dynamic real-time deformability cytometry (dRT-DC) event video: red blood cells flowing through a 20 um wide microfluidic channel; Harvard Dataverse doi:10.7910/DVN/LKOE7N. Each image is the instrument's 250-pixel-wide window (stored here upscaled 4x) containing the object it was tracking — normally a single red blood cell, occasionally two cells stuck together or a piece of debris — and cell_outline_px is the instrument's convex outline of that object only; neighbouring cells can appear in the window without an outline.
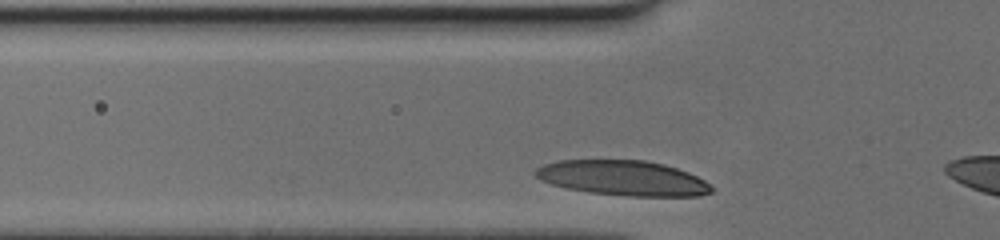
{"species": "human", "species_latin": "Homo sapiens", "temperature_condition": "cold", "stored_images_in_passage": 26, "camera_frame_rate_fps": 3000, "um_per_image_px": 0.085, "donor": {"sex": "female"}, "frame": {"image": 1, "passage_image": 2, "time_ms": 0.333, "image_size_px": [1000, 240], "cell_outline_px": [[712, 192], [700, 196], [628, 196], [592, 192], [568, 188], [552, 184], [540, 180], [532, 172], [536, 168], [544, 164], [560, 160], [644, 160], [664, 164], [688, 172], [704, 180], [712, 188]], "centroid_in_image_um": [52.94, 15.13], "position_along_channel_um": 72.9, "area_um2": 35.78}}
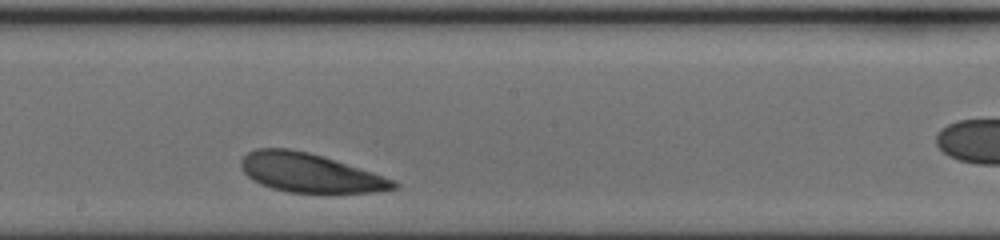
{"frame": {"image": 2, "passage_image": 14, "time_ms": 4.333, "image_size_px": [1000, 240], "cell_outline_px": [[400, 184], [396, 188], [376, 192], [332, 196], [324, 196], [288, 192], [272, 188], [260, 184], [252, 180], [244, 172], [240, 164], [240, 160], [248, 152], [256, 148], [288, 148], [308, 152], [324, 156], [396, 180]], "centroid_in_image_um": [26.4, 14.75], "position_along_channel_um": 221.8, "area_um2": 35.89}}
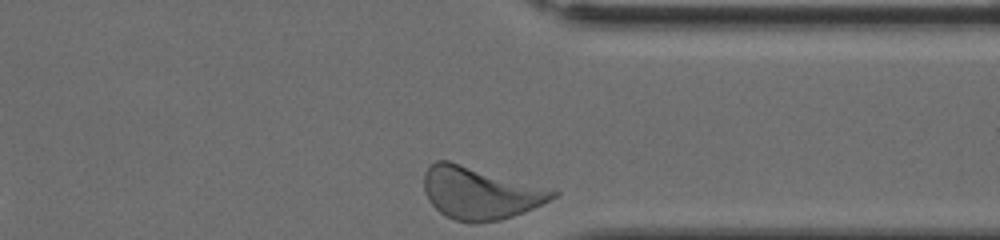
{"frame": {"image": 3, "passage_image": 26, "time_ms": 8.333, "image_size_px": [1000, 240], "cell_outline_px": [[560, 192], [556, 196], [524, 212], [500, 220], [476, 224], [472, 224], [456, 220], [444, 216], [428, 200], [424, 192], [424, 172], [436, 160], [448, 160]], "centroid_in_image_um": [40.74, 16.43], "position_along_channel_um": 370.7, "area_um2": 38.78}}